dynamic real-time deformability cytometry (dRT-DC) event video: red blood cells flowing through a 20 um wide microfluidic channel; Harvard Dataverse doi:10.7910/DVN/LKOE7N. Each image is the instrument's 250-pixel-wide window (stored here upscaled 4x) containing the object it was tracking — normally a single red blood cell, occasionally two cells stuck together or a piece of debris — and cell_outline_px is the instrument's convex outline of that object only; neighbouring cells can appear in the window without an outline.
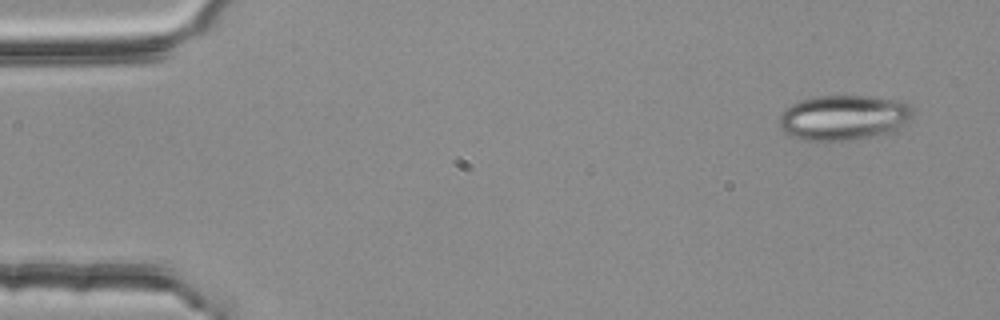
{"species": "common noctule bat (a hibernating species)", "species_latin": "Nyctalus noctula", "temperature_condition": "room temperature", "stored_images_in_passage": 52, "camera_frame_rate_fps": 3000, "um_per_image_px": 0.085, "animal": {"sex": "female", "body_mass_g": 25.1}, "frame": {"image": 1, "passage_image": 1, "time_ms": 0.0, "image_size_px": [1000, 320], "cell_outline_px": [[916, 112], [896, 132], [848, 140], [800, 140], [788, 136], [780, 128], [780, 116], [784, 108], [800, 100], [812, 96], [872, 96], [900, 100], [916, 108]], "centroid_in_image_um": [71.74, 9.98], "position_along_channel_um": 13.3, "area_um2": 35.72}}
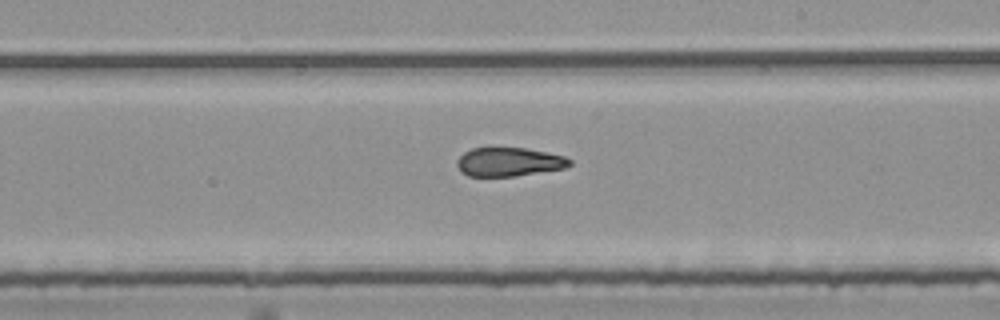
{"frame": {"image": 2, "passage_image": 29, "time_ms": 9.333, "image_size_px": [1000, 320], "cell_outline_px": [[572, 164], [564, 168], [512, 176], [468, 176], [460, 172], [456, 164], [456, 160], [464, 152], [472, 148], [524, 148], [548, 152], [564, 156], [572, 160]], "centroid_in_image_um": [43.23, 13.76], "position_along_channel_um": 245.8, "area_um2": 18.84}}
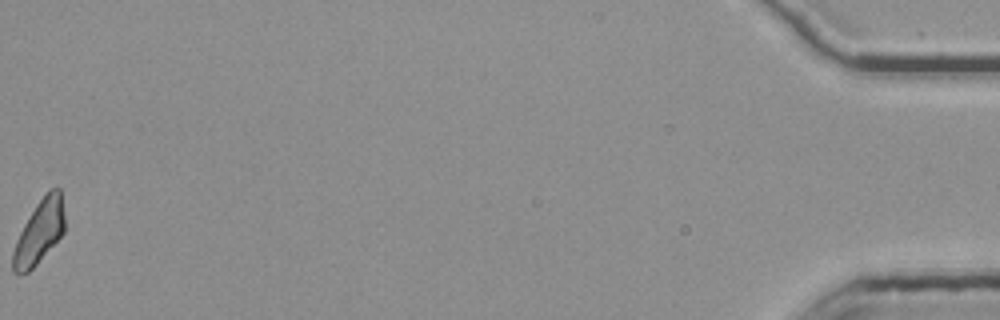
{"frame": {"image": 3, "passage_image": 52, "time_ms": 17.0, "image_size_px": [1000, 320], "cell_outline_px": [[64, 232], [36, 264], [28, 272], [20, 276], [12, 272], [12, 252], [16, 240], [24, 224], [36, 204], [52, 188], [60, 188], [64, 212]], "centroid_in_image_um": [3.31, 19.75], "position_along_channel_um": 431.9, "area_um2": 18.96}, "authors_computed_cell_mechanics": {"area_um2": 20.23, "velocity_mm_per_s": 3.7888, "shape_relaxation_time_tau1_ms": null, "shape_relaxation_time_tau2_ms": 2.5714, "deformation_change_tau1": null, "deformation_change_tau2": 0.1024}}